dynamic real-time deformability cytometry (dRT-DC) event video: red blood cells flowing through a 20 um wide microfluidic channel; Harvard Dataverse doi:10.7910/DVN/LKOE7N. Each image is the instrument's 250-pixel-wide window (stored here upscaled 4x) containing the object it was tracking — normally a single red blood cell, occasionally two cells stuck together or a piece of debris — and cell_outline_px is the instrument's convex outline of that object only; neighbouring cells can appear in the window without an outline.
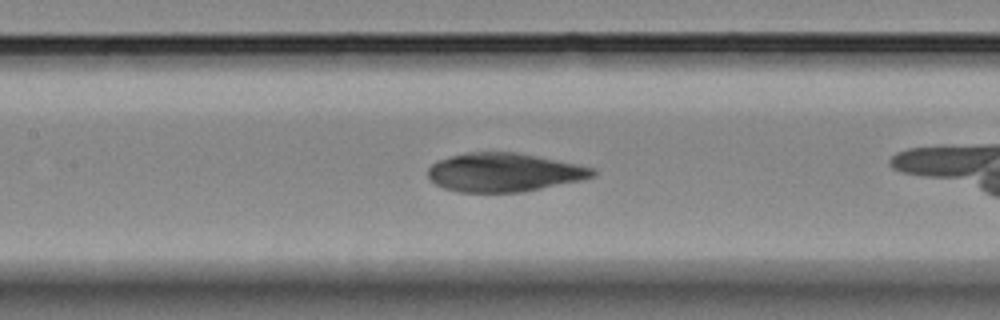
{"species": "Egyptian fruit bat (a non-hibernating species)", "species_latin": "Rousettus aegyptiacus", "temperature_condition": "room temperature", "stored_images_in_passage": 30, "camera_frame_rate_fps": 3000, "um_per_image_px": 0.085, "animal": {"sex": "female"}, "frame": {"image": 1, "passage_image": 17, "time_ms": 5.333, "image_size_px": [1000, 320], "cell_outline_px": [[596, 176], [580, 180], [524, 192], [460, 192], [444, 188], [436, 184], [428, 176], [428, 168], [436, 160], [468, 152], [516, 152], [596, 168]], "centroid_in_image_um": [42.84, 14.65], "position_along_channel_um": 164.6, "area_um2": 36.99}}
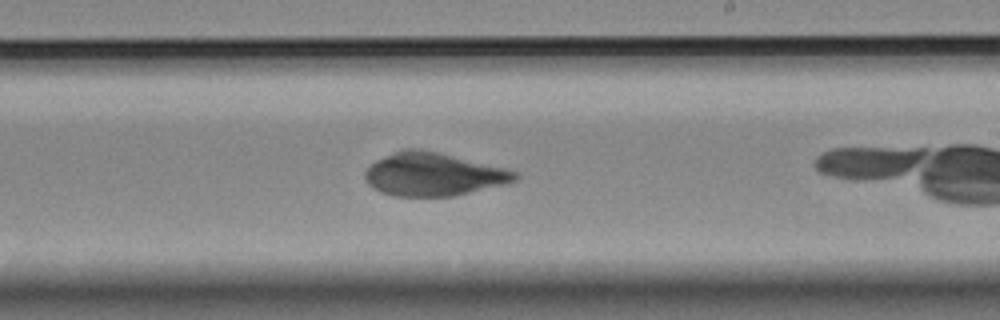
{"frame": {"image": 2, "passage_image": 23, "time_ms": 7.333, "image_size_px": [1000, 320], "cell_outline_px": [[520, 176], [516, 180], [452, 196], [396, 196], [380, 192], [372, 188], [368, 184], [364, 176], [364, 172], [376, 160], [404, 148], [416, 148], [436, 152], [504, 168], [516, 172]], "centroid_in_image_um": [36.76, 14.82], "position_along_channel_um": 252.2, "area_um2": 36.93}}
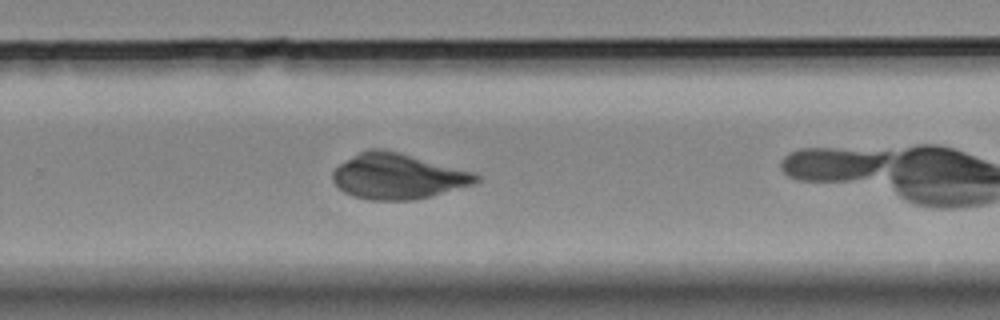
{"frame": {"image": 3, "passage_image": 26, "time_ms": 8.333, "image_size_px": [1000, 320], "cell_outline_px": [[480, 180], [476, 184], [412, 200], [372, 200], [352, 196], [344, 192], [332, 180], [332, 172], [340, 164], [360, 152], [372, 148], [384, 148], [400, 152], [476, 172], [480, 176]], "centroid_in_image_um": [33.85, 14.97], "position_along_channel_um": 295.9, "area_um2": 38.09}}